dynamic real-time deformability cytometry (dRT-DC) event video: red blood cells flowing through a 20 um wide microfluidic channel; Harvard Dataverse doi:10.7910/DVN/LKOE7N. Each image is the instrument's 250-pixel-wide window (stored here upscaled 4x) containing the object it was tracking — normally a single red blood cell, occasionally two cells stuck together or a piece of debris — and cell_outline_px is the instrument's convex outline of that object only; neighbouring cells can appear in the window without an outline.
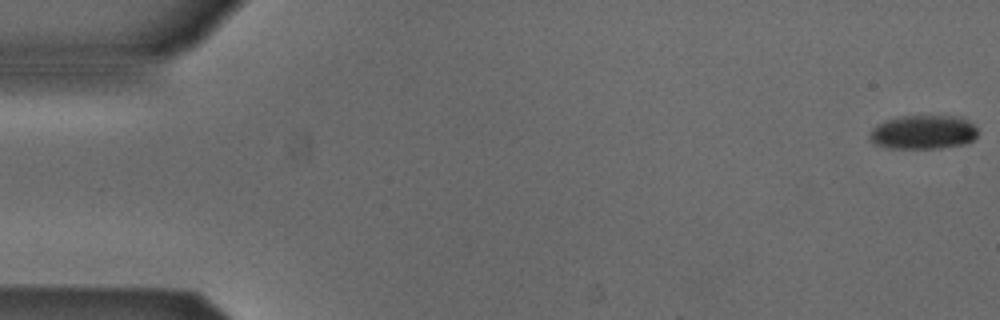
{"species": "Egyptian fruit bat (a non-hibernating species)", "species_latin": "Rousettus aegyptiacus", "temperature_condition": "cold", "stored_images_in_passage": 9, "camera_frame_rate_fps": 3000, "um_per_image_px": 0.085, "animal": {"sex": "male"}, "frame": {"image": 1, "passage_image": 1, "time_ms": 0.0, "image_size_px": [1000, 320], "cell_outline_px": [[976, 136], [972, 140], [964, 144], [940, 148], [888, 148], [876, 144], [868, 136], [872, 128], [876, 124], [888, 120], [904, 116], [964, 116], [976, 128]], "centroid_in_image_um": [78.48, 11.23], "position_along_channel_um": 6.5, "area_um2": 21.33}}